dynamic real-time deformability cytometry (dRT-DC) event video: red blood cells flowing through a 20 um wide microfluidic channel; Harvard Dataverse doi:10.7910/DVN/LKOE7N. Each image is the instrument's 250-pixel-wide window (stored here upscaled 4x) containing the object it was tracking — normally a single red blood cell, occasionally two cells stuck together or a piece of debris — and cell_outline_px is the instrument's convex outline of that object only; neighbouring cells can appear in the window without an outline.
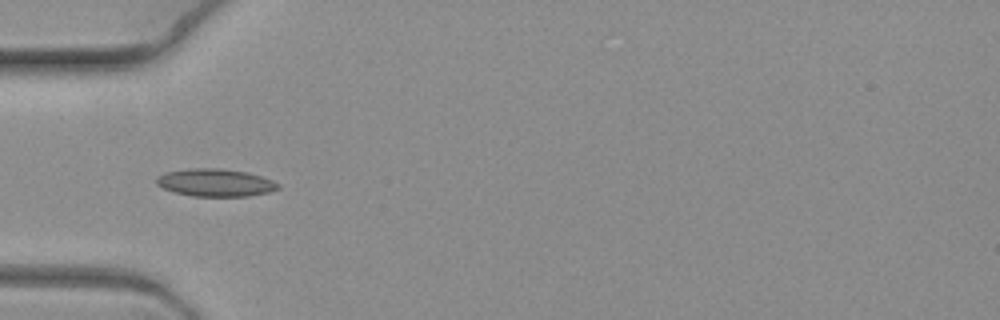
{"species": "common noctule bat (a hibernating species)", "species_latin": "Nyctalus noctula", "temperature_condition": "warm", "stored_images_in_passage": 6, "camera_frame_rate_fps": 3000, "um_per_image_px": 0.085, "animal": {"sex": "female", "body_mass_g": 19.3, "forearm_length_mm": 54.1}, "frame": {"image": 1, "passage_image": 6, "time_ms": 1.667, "image_size_px": [1000, 320], "cell_outline_px": [[280, 188], [268, 192], [248, 196], [192, 196], [176, 192], [164, 188], [156, 184], [156, 176], [164, 172], [188, 168], [220, 168], [248, 172], [272, 180], [280, 184]], "centroid_in_image_um": [18.29, 15.51], "position_along_channel_um": 66.7, "area_um2": 19.65}}